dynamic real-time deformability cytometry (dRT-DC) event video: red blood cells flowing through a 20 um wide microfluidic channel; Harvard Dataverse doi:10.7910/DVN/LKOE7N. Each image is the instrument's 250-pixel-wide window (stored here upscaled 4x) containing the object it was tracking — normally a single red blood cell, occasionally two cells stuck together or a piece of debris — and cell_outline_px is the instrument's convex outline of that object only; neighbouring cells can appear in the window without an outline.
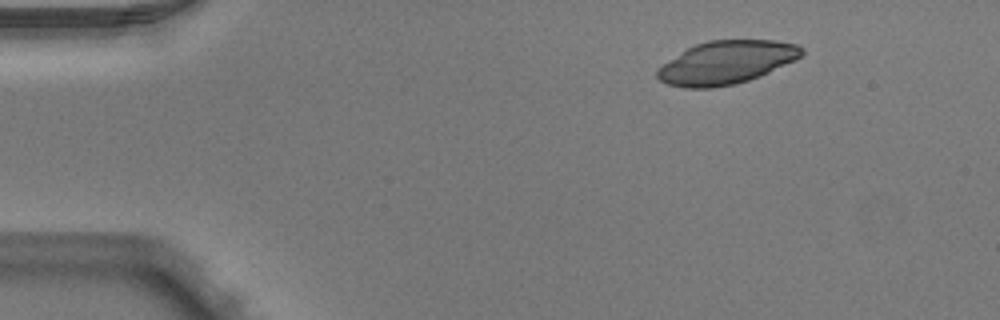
{"species": "Egyptian fruit bat (a non-hibernating species)", "species_latin": "Rousettus aegyptiacus", "temperature_condition": "warm", "stored_images_in_passage": 3, "camera_frame_rate_fps": 3000, "um_per_image_px": 0.085, "animal": {"sex": "male"}, "frame": {"image": 1, "passage_image": 1, "time_ms": 0.0, "image_size_px": [1000, 320], "cell_outline_px": [[804, 52], [796, 60], [760, 76], [736, 84], [712, 88], [684, 88], [668, 84], [660, 80], [656, 76], [656, 68], [688, 48], [696, 44], [708, 40], [776, 40], [796, 44], [804, 48]], "centroid_in_image_um": [61.74, 5.31], "position_along_channel_um": 23.3, "area_um2": 36.36}}